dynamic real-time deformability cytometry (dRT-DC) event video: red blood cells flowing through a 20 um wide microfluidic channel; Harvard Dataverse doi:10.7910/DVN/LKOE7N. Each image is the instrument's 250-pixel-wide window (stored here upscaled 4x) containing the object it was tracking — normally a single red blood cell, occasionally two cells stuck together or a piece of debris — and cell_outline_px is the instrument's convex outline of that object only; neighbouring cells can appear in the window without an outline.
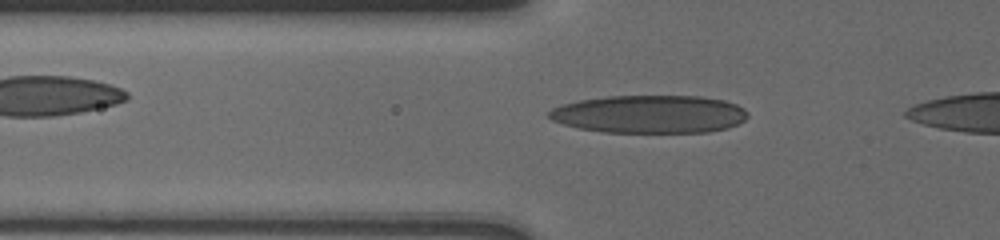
{"species": "human", "species_latin": "Homo sapiens", "temperature_condition": "cold", "stored_images_in_passage": 29, "camera_frame_rate_fps": 3000, "um_per_image_px": 0.085, "donor": {"sex": "male"}, "frame": {"image": 1, "passage_image": 2, "time_ms": 0.333, "image_size_px": [1000, 240], "cell_outline_px": [[748, 116], [744, 120], [728, 128], [708, 132], [604, 132], [580, 128], [564, 124], [552, 120], [548, 116], [548, 112], [552, 108], [560, 104], [580, 100], [608, 96], [700, 96], [724, 100], [736, 104], [744, 108], [748, 112]], "centroid_in_image_um": [55.22, 9.7], "position_along_channel_um": 70.6, "area_um2": 43.99}}
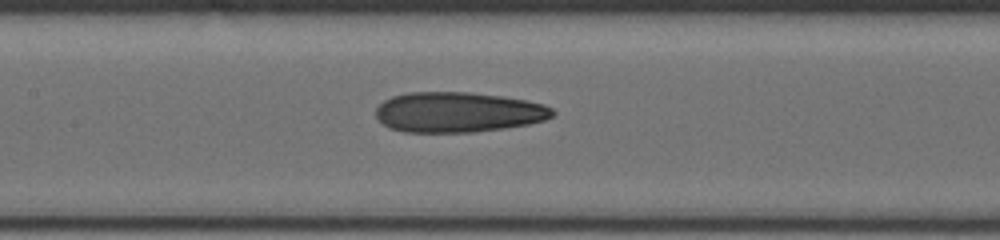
{"frame": {"image": 2, "passage_image": 9, "time_ms": 3.0, "image_size_px": [1000, 240], "cell_outline_px": [[556, 112], [552, 116], [544, 120], [528, 124], [504, 128], [472, 132], [404, 132], [388, 128], [376, 116], [376, 108], [384, 100], [392, 96], [408, 92], [468, 92], [500, 96], [524, 100], [544, 104], [552, 108]], "centroid_in_image_um": [38.92, 9.53], "position_along_channel_um": 168.5, "area_um2": 41.38}}
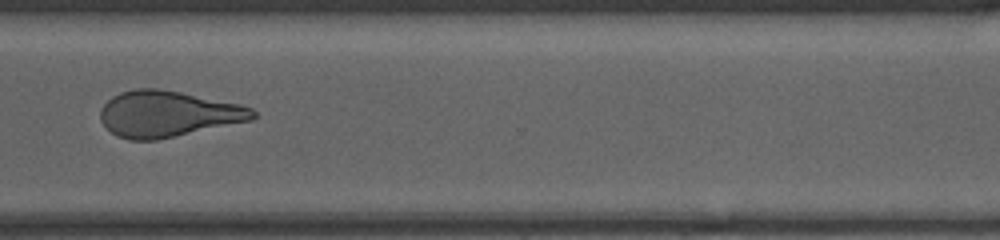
{"frame": {"image": 3, "passage_image": 19, "time_ms": 8.0, "image_size_px": [1000, 240], "cell_outline_px": [[256, 116], [252, 120], [156, 140], [128, 140], [116, 136], [100, 120], [100, 108], [112, 96], [120, 92], [136, 88], [156, 88], [180, 92], [240, 104], [252, 108], [256, 112]], "centroid_in_image_um": [14.24, 9.68], "position_along_channel_um": 356.4, "area_um2": 40.81}}